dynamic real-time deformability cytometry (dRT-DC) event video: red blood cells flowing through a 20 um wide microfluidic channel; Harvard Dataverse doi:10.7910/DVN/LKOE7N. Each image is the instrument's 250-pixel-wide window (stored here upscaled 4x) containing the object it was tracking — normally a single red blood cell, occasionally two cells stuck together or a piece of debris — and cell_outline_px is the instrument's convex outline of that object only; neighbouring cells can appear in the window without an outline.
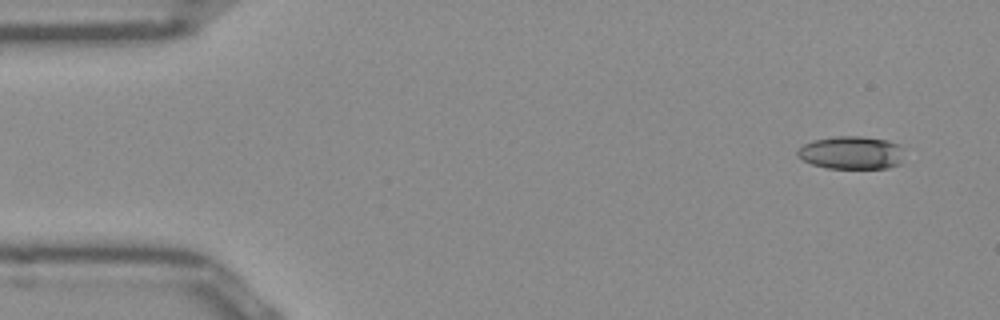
{"species": "Egyptian fruit bat (a non-hibernating species)", "species_latin": "Rousettus aegyptiacus", "temperature_condition": "room temperature", "stored_images_in_passage": 50, "segment_of_instrument_passage": [1, 2], "camera_frame_rate_fps": 3000, "um_per_image_px": 0.085, "frame": {"image": 1, "passage_image": 1, "time_ms": 0.0, "image_size_px": [1000, 320], "cell_outline_px": [[900, 164], [888, 168], [828, 168], [812, 164], [804, 160], [796, 152], [804, 144], [812, 140], [836, 136], [860, 136], [888, 140], [900, 144]], "centroid_in_image_um": [72.36, 12.97], "position_along_channel_um": 12.6, "area_um2": 20.29}}
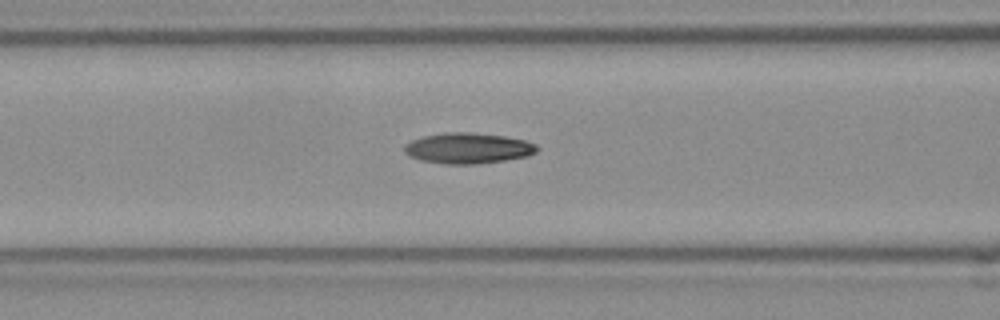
{"frame": {"image": 2, "passage_image": 18, "time_ms": 5.667, "image_size_px": [1000, 320], "cell_outline_px": [[540, 148], [536, 152], [528, 156], [504, 160], [476, 164], [444, 164], [420, 160], [408, 156], [404, 152], [404, 144], [412, 140], [424, 136], [444, 132], [472, 132], [504, 136], [524, 140], [536, 144]], "centroid_in_image_um": [39.76, 12.59], "position_along_channel_um": 126.8, "area_um2": 23.87}}
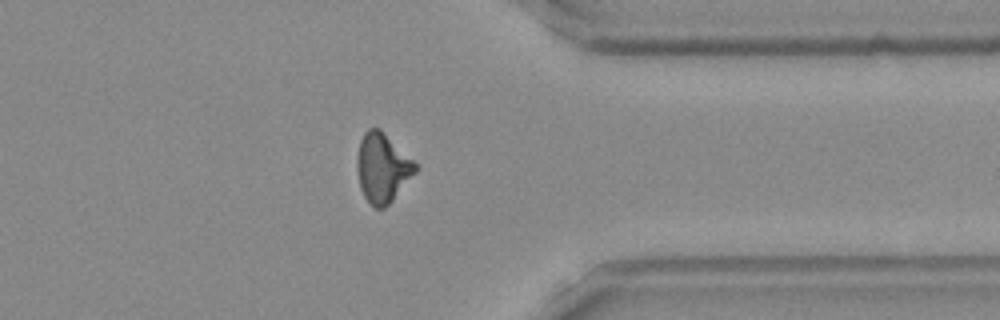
{"frame": {"image": 3, "passage_image": 38, "time_ms": 12.333, "image_size_px": [1000, 320], "cell_outline_px": [[420, 168], [392, 200], [384, 208], [376, 208], [364, 196], [360, 188], [356, 168], [356, 160], [360, 140], [364, 132], [368, 128], [380, 128]], "centroid_in_image_um": [32.49, 14.25], "position_along_channel_um": 378.9, "area_um2": 23.35}}